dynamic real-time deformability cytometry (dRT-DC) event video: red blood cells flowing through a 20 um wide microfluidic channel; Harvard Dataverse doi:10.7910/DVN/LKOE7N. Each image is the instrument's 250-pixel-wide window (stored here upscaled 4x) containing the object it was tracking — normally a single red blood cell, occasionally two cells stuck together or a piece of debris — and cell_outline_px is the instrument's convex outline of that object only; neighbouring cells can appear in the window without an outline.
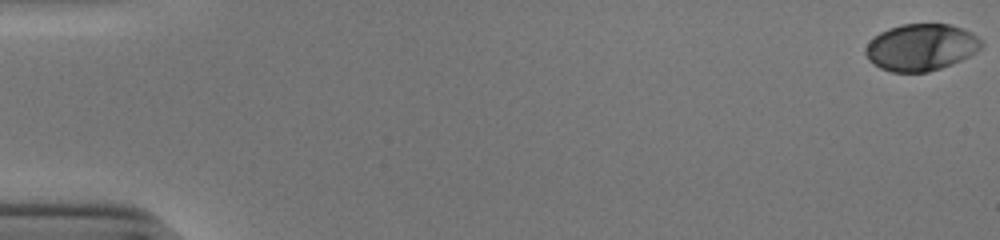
{"species": "human", "species_latin": "Homo sapiens", "temperature_condition": "cold", "stored_images_in_passage": 47, "camera_frame_rate_fps": 3000, "um_per_image_px": 0.085, "donor": {"sex": "male"}, "frame": {"image": 1, "passage_image": 1, "time_ms": 0.0, "image_size_px": [1000, 240], "cell_outline_px": [[984, 44], [976, 52], [960, 60], [940, 68], [928, 72], [892, 72], [880, 68], [868, 60], [864, 52], [864, 48], [880, 32], [888, 28], [900, 24], [948, 24], [972, 32]], "centroid_in_image_um": [78.27, 4.02], "position_along_channel_um": 6.7, "area_um2": 31.44}}
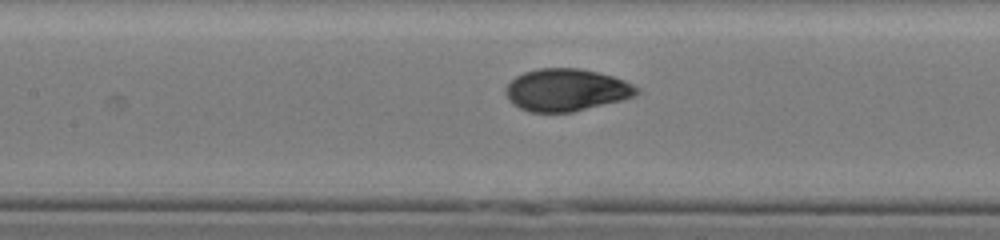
{"frame": {"image": 2, "passage_image": 26, "time_ms": 8.333, "image_size_px": [1000, 240], "cell_outline_px": [[640, 92], [636, 96], [624, 100], [572, 112], [528, 112], [512, 104], [508, 100], [504, 92], [504, 88], [516, 76], [524, 72], [540, 68], [576, 68], [596, 72], [612, 76], [624, 80], [640, 88]], "centroid_in_image_um": [48.14, 7.66], "position_along_channel_um": 159.3, "area_um2": 32.54}}
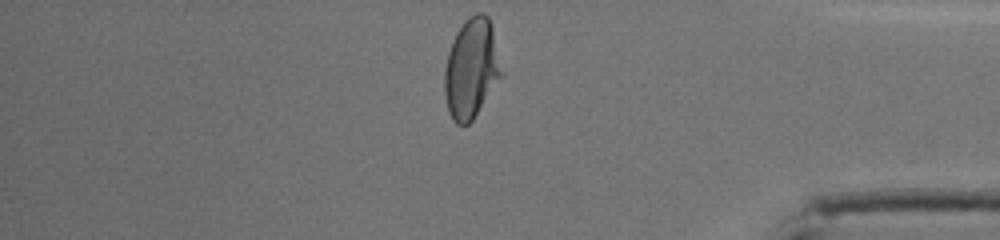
{"frame": {"image": 3, "passage_image": 46, "time_ms": 15.0, "image_size_px": [1000, 240], "cell_outline_px": [[504, 76], [472, 120], [468, 124], [456, 124], [452, 120], [444, 96], [444, 68], [448, 52], [452, 40], [456, 32], [464, 20], [468, 16], [476, 12], [484, 12], [488, 16], [492, 28], [504, 72]], "centroid_in_image_um": [40.08, 5.81], "position_along_channel_um": 395.1, "area_um2": 33.7}, "authors_computed_cell_mechanics": {"area_um2": 32.1946, "velocity_mm_per_s": 3.9129, "shape_relaxation_time_tau1_ms": 3.6116, "shape_relaxation_time_tau2_ms": null, "deformation_change_tau1": 0.1559, "deformation_change_tau2": null}}